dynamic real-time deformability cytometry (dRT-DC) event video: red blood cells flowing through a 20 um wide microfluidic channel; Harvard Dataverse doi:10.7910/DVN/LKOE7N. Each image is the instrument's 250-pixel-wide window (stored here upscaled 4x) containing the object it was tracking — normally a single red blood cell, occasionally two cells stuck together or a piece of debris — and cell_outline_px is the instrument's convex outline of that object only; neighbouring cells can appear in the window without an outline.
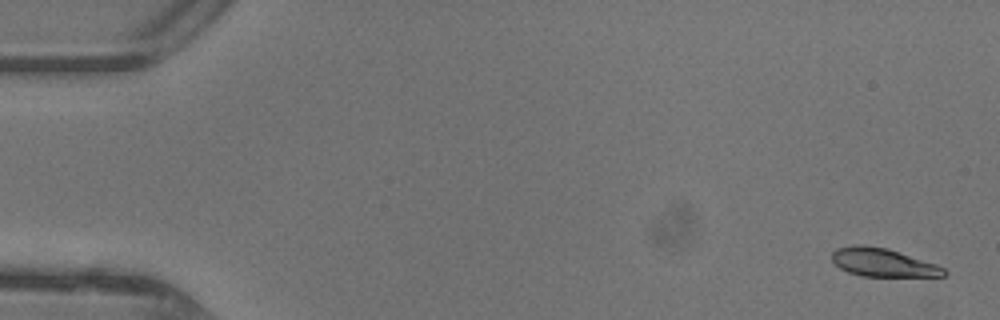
{"species": "common noctule bat (a hibernating species)", "species_latin": "Nyctalus noctula", "temperature_condition": "warm", "stored_images_in_passage": 7, "camera_frame_rate_fps": 3000, "um_per_image_px": 0.085, "animal": {"sex": "female"}, "frame": {"image": 1, "passage_image": 2, "time_ms": 0.333, "image_size_px": [1000, 320], "cell_outline_px": [[948, 276], [860, 276], [848, 272], [840, 268], [832, 260], [832, 252], [836, 248], [856, 244], [860, 244], [888, 248], [936, 264], [944, 268], [948, 272]], "centroid_in_image_um": [75.05, 22.31], "position_along_channel_um": 10.0, "area_um2": 18.55}}